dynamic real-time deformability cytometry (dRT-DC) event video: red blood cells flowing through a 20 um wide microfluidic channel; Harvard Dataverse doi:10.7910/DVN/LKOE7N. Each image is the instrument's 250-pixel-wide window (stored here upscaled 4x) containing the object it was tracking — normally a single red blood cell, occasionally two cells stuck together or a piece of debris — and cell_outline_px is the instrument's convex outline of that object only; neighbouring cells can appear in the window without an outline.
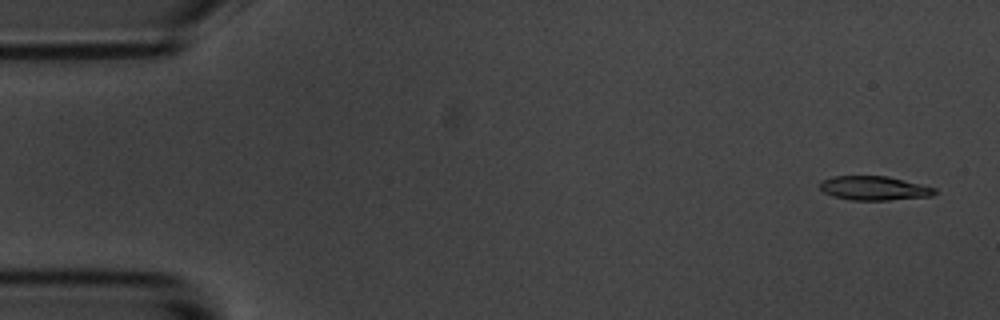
{"species": "common noctule bat (a hibernating species)", "species_latin": "Nyctalus noctula", "temperature_condition": "room temperature", "stored_images_in_passage": 4, "camera_frame_rate_fps": 3000, "um_per_image_px": 0.085, "animal": {"sex": "male", "body_mass_g": 20.1, "forearm_length_mm": 53.5}, "frame": {"image": 1, "passage_image": 1, "time_ms": 0.0, "image_size_px": [1000, 320], "cell_outline_px": [[936, 192], [932, 196], [888, 200], [852, 200], [832, 196], [824, 192], [820, 188], [820, 180], [832, 176], [888, 176], [936, 188]], "centroid_in_image_um": [74.27, 15.99], "position_along_channel_um": 10.7, "area_um2": 16.13}}
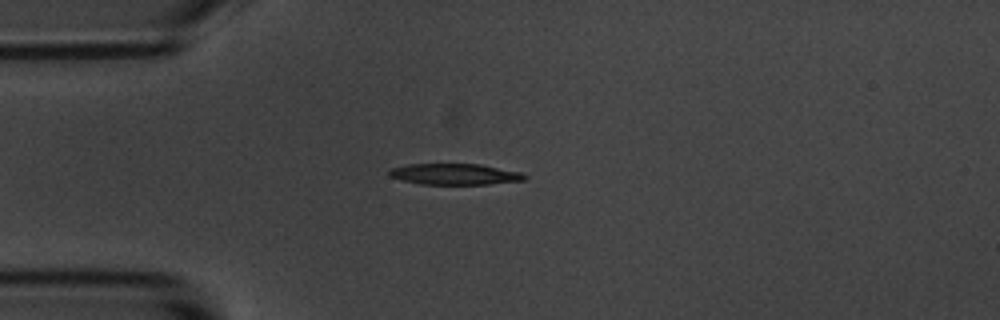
{"frame": {"image": 2, "passage_image": 4, "time_ms": 4.0, "image_size_px": [1000, 320], "cell_outline_px": [[528, 176], [524, 180], [488, 184], [420, 184], [400, 180], [388, 176], [388, 172], [392, 168], [408, 164], [480, 164], [524, 172]], "centroid_in_image_um": [38.67, 14.8], "position_along_channel_um": 46.3, "area_um2": 16.76}}